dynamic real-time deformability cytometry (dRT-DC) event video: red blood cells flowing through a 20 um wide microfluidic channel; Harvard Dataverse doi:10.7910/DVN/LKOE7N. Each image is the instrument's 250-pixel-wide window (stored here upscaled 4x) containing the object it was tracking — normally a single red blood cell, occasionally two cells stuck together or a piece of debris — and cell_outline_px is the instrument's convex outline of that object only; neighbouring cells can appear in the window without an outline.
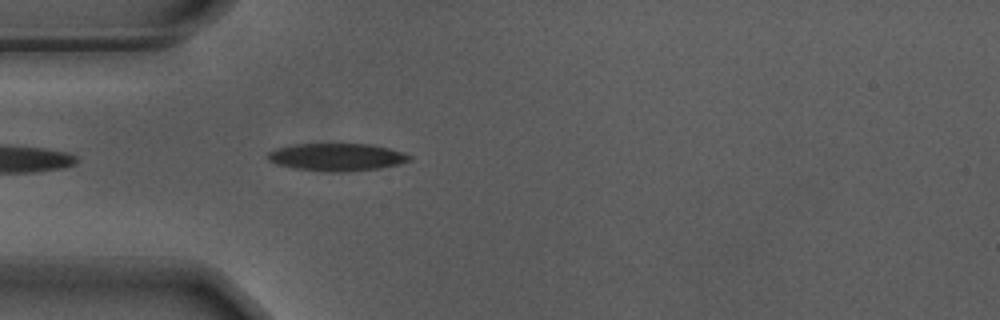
{"species": "Egyptian fruit bat (a non-hibernating species)", "species_latin": "Rousettus aegyptiacus", "temperature_condition": "warm", "stored_images_in_passage": 42, "camera_frame_rate_fps": 3000, "um_per_image_px": 0.085, "animal": {"sex": "male"}, "frame": {"image": 1, "passage_image": 3, "time_ms": 0.667, "image_size_px": [1000, 320], "cell_outline_px": [[412, 160], [400, 164], [380, 168], [344, 172], [320, 172], [292, 168], [276, 164], [268, 160], [268, 152], [276, 148], [296, 144], [368, 144], [388, 148], [412, 156]], "centroid_in_image_um": [28.6, 13.37], "position_along_channel_um": 56.4, "area_um2": 22.89}}
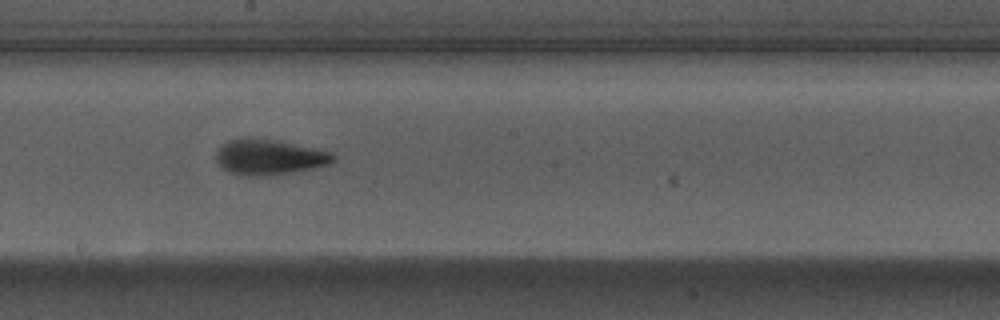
{"frame": {"image": 2, "passage_image": 17, "time_ms": 5.333, "image_size_px": [1000, 320], "cell_outline_px": [[336, 160], [328, 164], [312, 168], [288, 172], [260, 176], [240, 176], [228, 172], [216, 160], [216, 148], [220, 144], [228, 140], [240, 136], [252, 136], [276, 140], [316, 148], [332, 152], [336, 156]], "centroid_in_image_um": [22.82, 13.31], "position_along_channel_um": 225.4, "area_um2": 24.62}}
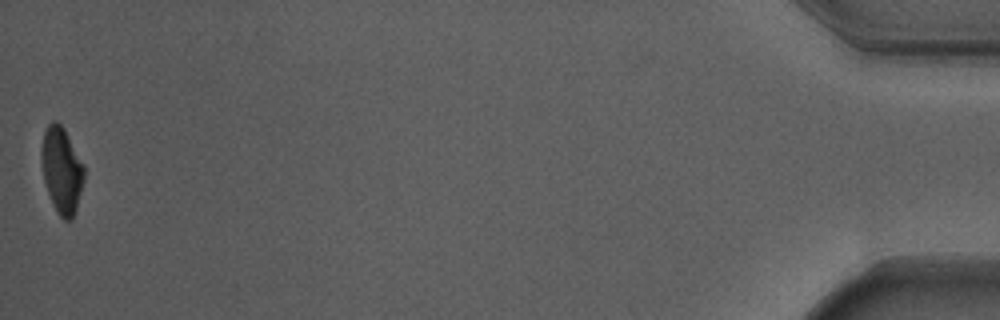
{"frame": {"image": 3, "passage_image": 42, "time_ms": 13.667, "image_size_px": [1000, 320], "cell_outline_px": [[84, 180], [76, 208], [72, 220], [64, 220], [60, 216], [48, 192], [44, 180], [40, 160], [40, 152], [44, 132], [48, 124], [52, 120], [56, 120], [64, 128], [84, 164]], "centroid_in_image_um": [5.24, 14.42], "position_along_channel_um": 430.0, "area_um2": 21.33}, "authors_computed_cell_mechanics": {"area_um2": 22.9466, "velocity_mm_per_s": 3.6993, "shape_relaxation_time_tau1_ms": 2.8897, "shape_relaxation_time_tau2_ms": 1.9138, "deformation_change_tau1": 0.1467, "deformation_change_tau2": 0.0888}}